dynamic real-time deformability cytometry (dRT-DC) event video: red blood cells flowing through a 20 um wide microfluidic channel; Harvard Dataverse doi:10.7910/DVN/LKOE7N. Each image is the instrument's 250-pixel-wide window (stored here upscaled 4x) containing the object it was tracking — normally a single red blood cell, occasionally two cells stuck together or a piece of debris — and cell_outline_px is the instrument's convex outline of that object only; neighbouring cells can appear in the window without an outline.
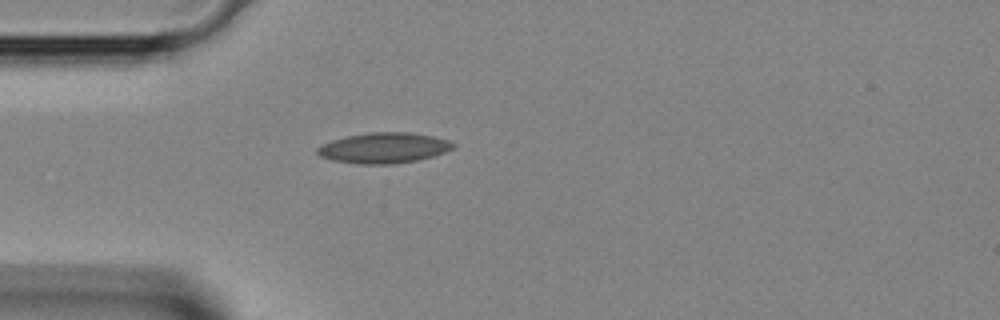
{"species": "Egyptian fruit bat (a non-hibernating species)", "species_latin": "Rousettus aegyptiacus", "temperature_condition": "room temperature", "stored_images_in_passage": 4, "camera_frame_rate_fps": 3000, "um_per_image_px": 0.085, "animal": {"sex": "female"}, "frame": {"image": 1, "passage_image": 4, "time_ms": 1.0, "image_size_px": [1000, 320], "cell_outline_px": [[456, 148], [432, 156], [416, 160], [392, 164], [356, 164], [332, 160], [320, 156], [316, 152], [316, 148], [332, 140], [348, 136], [368, 132], [408, 132], [432, 136], [448, 140], [456, 144]], "centroid_in_image_um": [32.63, 12.57], "position_along_channel_um": 52.4, "area_um2": 24.1}}